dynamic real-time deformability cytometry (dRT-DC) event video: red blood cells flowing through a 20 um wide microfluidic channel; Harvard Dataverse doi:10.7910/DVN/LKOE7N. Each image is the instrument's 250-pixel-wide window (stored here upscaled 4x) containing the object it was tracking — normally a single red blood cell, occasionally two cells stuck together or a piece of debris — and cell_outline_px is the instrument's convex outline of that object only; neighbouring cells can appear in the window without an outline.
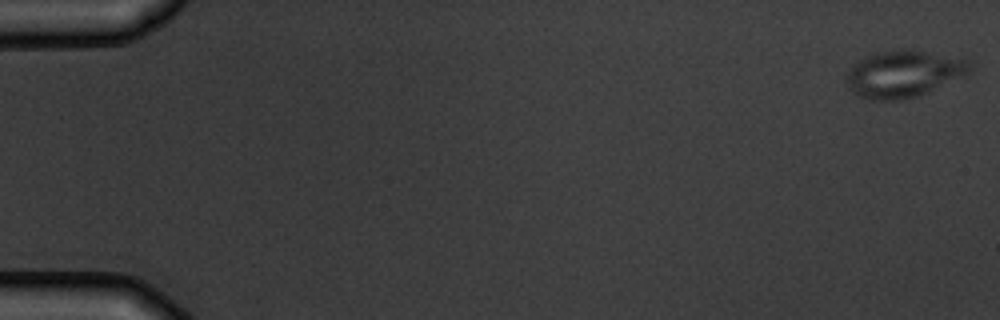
{"species": "common noctule bat (a hibernating species)", "species_latin": "Nyctalus noctula", "temperature_condition": "warm", "stored_images_in_passage": 8, "camera_frame_rate_fps": 3000, "um_per_image_px": 0.085, "animal": {"sex": "male", "body_mass_g": 19.5, "forearm_length_mm": 54.6}, "frame": {"image": 1, "passage_image": 1, "time_ms": 0.0, "image_size_px": [1000, 320], "cell_outline_px": [[972, 68], [964, 76], [916, 96], [900, 100], [868, 100], [856, 96], [848, 88], [844, 80], [852, 64], [856, 60], [876, 52], [904, 48], [916, 48], [972, 60]], "centroid_in_image_um": [76.78, 6.24], "position_along_channel_um": 8.2, "area_um2": 34.51}}